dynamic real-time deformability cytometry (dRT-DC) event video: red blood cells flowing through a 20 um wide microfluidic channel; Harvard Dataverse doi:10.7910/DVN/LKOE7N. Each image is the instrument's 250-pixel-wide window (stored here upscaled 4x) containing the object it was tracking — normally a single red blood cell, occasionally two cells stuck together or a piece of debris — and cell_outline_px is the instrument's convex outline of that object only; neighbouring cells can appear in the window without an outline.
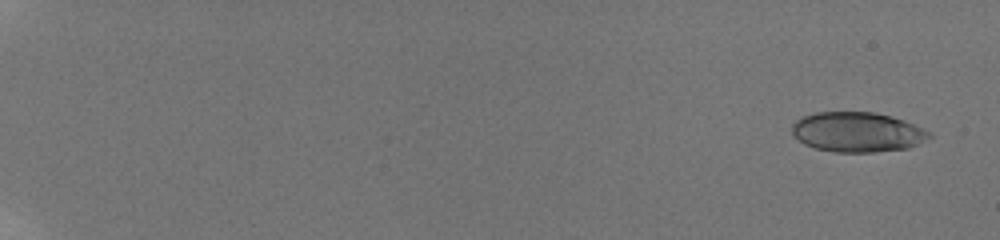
{"species": "human", "species_latin": "Homo sapiens", "temperature_condition": "room temperature", "stored_images_in_passage": 58, "camera_frame_rate_fps": 3000, "um_per_image_px": 0.085, "donor": {"sex": "male"}, "frame": {"image": 1, "passage_image": 3, "time_ms": 0.667, "image_size_px": [1000, 240], "cell_outline_px": [[932, 136], [928, 140], [908, 148], [876, 152], [836, 152], [816, 148], [804, 144], [792, 132], [792, 124], [796, 120], [804, 116], [816, 112], [876, 112], [892, 116], [904, 120], [932, 132]], "centroid_in_image_um": [72.92, 11.22], "position_along_channel_um": 12.1, "area_um2": 32.02}}
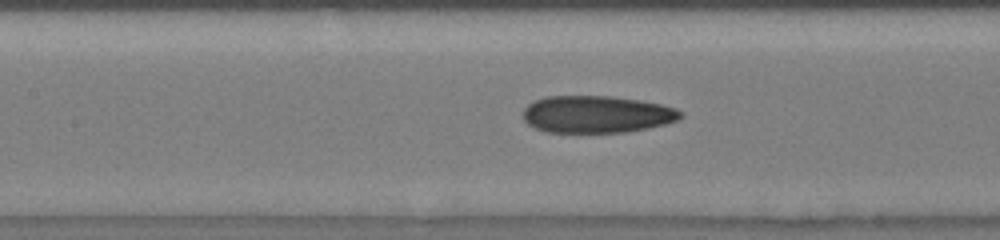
{"frame": {"image": 2, "passage_image": 32, "time_ms": 10.333, "image_size_px": [1000, 240], "cell_outline_px": [[684, 116], [676, 120], [664, 124], [648, 128], [624, 132], [548, 132], [536, 128], [528, 124], [524, 120], [524, 108], [528, 104], [544, 96], [612, 96], [640, 100], [660, 104], [676, 108], [684, 112]], "centroid_in_image_um": [50.74, 9.71], "position_along_channel_um": 156.7, "area_um2": 34.1}}
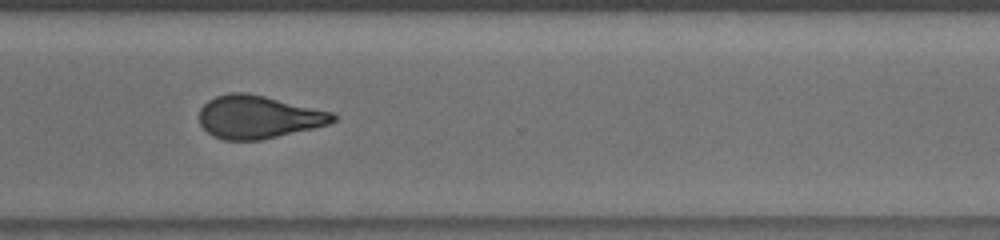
{"frame": {"image": 3, "passage_image": 47, "time_ms": 15.333, "image_size_px": [1000, 240], "cell_outline_px": [[336, 120], [328, 124], [312, 128], [260, 140], [224, 140], [212, 136], [200, 124], [200, 108], [208, 100], [216, 96], [228, 92], [248, 92], [332, 112], [336, 116]], "centroid_in_image_um": [21.92, 9.93], "position_along_channel_um": 348.7, "area_um2": 33.29}, "authors_computed_cell_mechanics": {"area_um2": 33.4662, "velocity_mm_per_s": 3.8497, "shape_relaxation_time_tau1_ms": null, "shape_relaxation_time_tau2_ms": 2.4864, "deformation_change_tau1": null, "deformation_change_tau2": 0.0982}}